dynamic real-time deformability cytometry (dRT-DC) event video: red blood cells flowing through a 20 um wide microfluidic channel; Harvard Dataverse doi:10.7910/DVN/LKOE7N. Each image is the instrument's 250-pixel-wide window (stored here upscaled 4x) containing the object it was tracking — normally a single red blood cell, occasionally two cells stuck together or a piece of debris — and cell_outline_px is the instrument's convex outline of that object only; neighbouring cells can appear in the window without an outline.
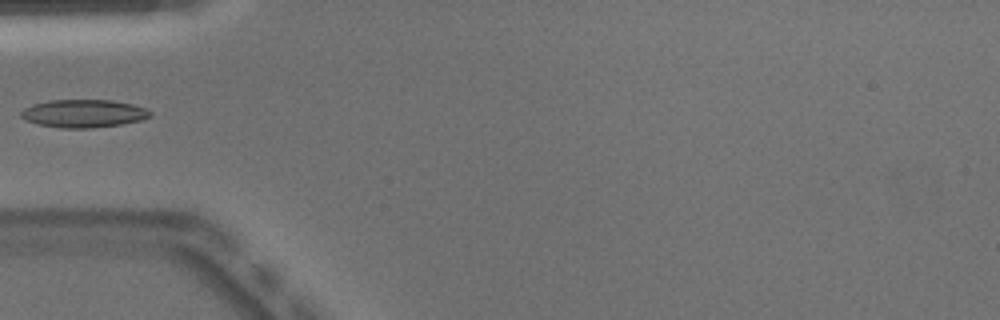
{"species": "Egyptian fruit bat (a non-hibernating species)", "species_latin": "Rousettus aegyptiacus", "temperature_condition": "warm", "stored_images_in_passage": 35, "camera_frame_rate_fps": 3000, "um_per_image_px": 0.085, "animal": {"sex": "male"}, "frame": {"image": 1, "passage_image": 1, "time_ms": 0.0, "image_size_px": [1000, 320], "cell_outline_px": [[152, 116], [140, 120], [120, 124], [92, 128], [60, 128], [36, 124], [24, 120], [20, 116], [20, 112], [24, 108], [32, 104], [48, 100], [112, 100], [132, 104], [144, 108], [152, 112]], "centroid_in_image_um": [7.05, 9.65], "position_along_channel_um": 77.9, "area_um2": 21.15}}
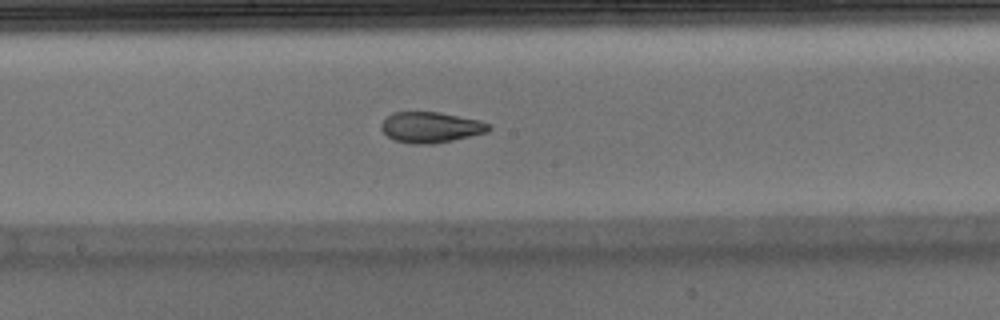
{"frame": {"image": 2, "passage_image": 11, "time_ms": 3.333, "image_size_px": [1000, 320], "cell_outline_px": [[492, 128], [488, 132], [452, 140], [432, 144], [412, 144], [396, 140], [388, 136], [380, 128], [380, 124], [392, 112], [440, 112], [480, 120], [488, 124]], "centroid_in_image_um": [36.62, 10.81], "position_along_channel_um": 211.6, "area_um2": 19.19}}